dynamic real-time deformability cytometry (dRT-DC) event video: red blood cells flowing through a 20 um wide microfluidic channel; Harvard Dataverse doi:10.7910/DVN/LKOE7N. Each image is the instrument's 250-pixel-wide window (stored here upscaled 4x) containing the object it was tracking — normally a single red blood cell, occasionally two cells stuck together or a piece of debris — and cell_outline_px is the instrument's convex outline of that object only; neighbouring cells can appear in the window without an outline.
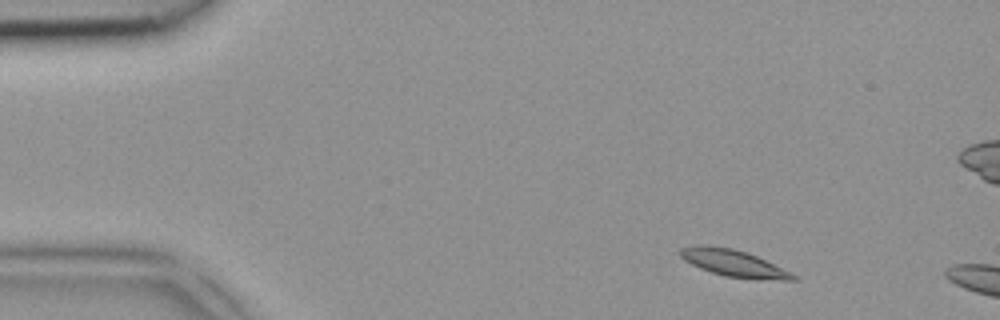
{"species": "common noctule bat (a hibernating species)", "species_latin": "Nyctalus noctula", "temperature_condition": "room temperature", "stored_images_in_passage": 4, "camera_frame_rate_fps": 3000, "um_per_image_px": 0.085, "animal": {"sex": "female", "body_mass_g": 18.4}, "frame": {"image": 1, "passage_image": 1, "time_ms": 0.0, "image_size_px": [1000, 320], "cell_outline_px": [[796, 280], [784, 280], [724, 276], [700, 268], [684, 260], [680, 256], [680, 248], [696, 244], [708, 244], [732, 248], [756, 256], [792, 272], [796, 276]], "centroid_in_image_um": [62.31, 22.34], "position_along_channel_um": 22.7, "area_um2": 17.4}}